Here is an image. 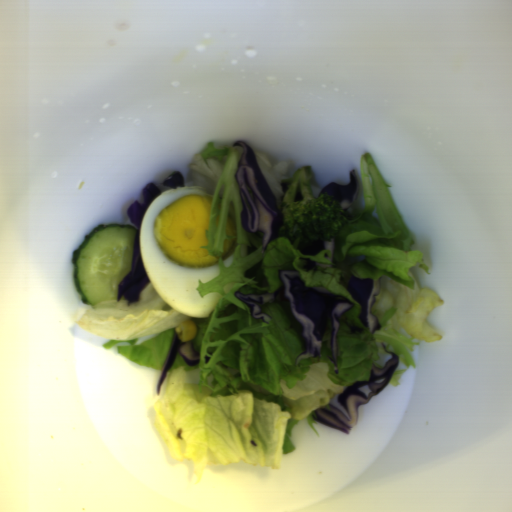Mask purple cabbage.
<instances>
[{
    "label": "purple cabbage",
    "instance_id": "c1f60e8f",
    "mask_svg": "<svg viewBox=\"0 0 512 512\" xmlns=\"http://www.w3.org/2000/svg\"><path fill=\"white\" fill-rule=\"evenodd\" d=\"M277 274L281 287L274 292L243 294L239 290L234 297L250 308L251 317L266 323H270L271 316L262 311L260 304L281 300L289 302L290 312L301 326L305 348L296 364L301 358L321 359L327 325L331 321V355L326 356L332 362L335 373L339 374L340 318L352 311L355 304L320 286H306L297 270L278 269Z\"/></svg>",
    "mask_w": 512,
    "mask_h": 512
},
{
    "label": "purple cabbage",
    "instance_id": "ea28d5fd",
    "mask_svg": "<svg viewBox=\"0 0 512 512\" xmlns=\"http://www.w3.org/2000/svg\"><path fill=\"white\" fill-rule=\"evenodd\" d=\"M232 147H242L235 174L242 199L241 228L246 232H261L263 254L268 243L282 236L284 217L252 146L239 140Z\"/></svg>",
    "mask_w": 512,
    "mask_h": 512
},
{
    "label": "purple cabbage",
    "instance_id": "f65ffa83",
    "mask_svg": "<svg viewBox=\"0 0 512 512\" xmlns=\"http://www.w3.org/2000/svg\"><path fill=\"white\" fill-rule=\"evenodd\" d=\"M382 349L390 354L383 368L372 364L369 381H360L347 386L343 393L330 400V404L317 408L312 418L323 426L349 434L358 422L360 405H366L384 390L392 379L399 364L398 355L387 349L381 342Z\"/></svg>",
    "mask_w": 512,
    "mask_h": 512
},
{
    "label": "purple cabbage",
    "instance_id": "39781b68",
    "mask_svg": "<svg viewBox=\"0 0 512 512\" xmlns=\"http://www.w3.org/2000/svg\"><path fill=\"white\" fill-rule=\"evenodd\" d=\"M163 194L160 187L154 183L148 184L142 193L143 201H134L126 208V213L136 228L131 272L123 277L118 285L117 298L118 303L121 298H126L127 307H130L135 301L141 299L142 291L151 282L142 258L140 250L141 226L144 215L155 198Z\"/></svg>",
    "mask_w": 512,
    "mask_h": 512
},
{
    "label": "purple cabbage",
    "instance_id": "9ea6ddef",
    "mask_svg": "<svg viewBox=\"0 0 512 512\" xmlns=\"http://www.w3.org/2000/svg\"><path fill=\"white\" fill-rule=\"evenodd\" d=\"M347 290L352 298L360 305L358 315L361 323L373 334L382 327L372 311V307L377 301L376 297L381 292V277L358 278L351 275L348 278Z\"/></svg>",
    "mask_w": 512,
    "mask_h": 512
},
{
    "label": "purple cabbage",
    "instance_id": "8b30caba",
    "mask_svg": "<svg viewBox=\"0 0 512 512\" xmlns=\"http://www.w3.org/2000/svg\"><path fill=\"white\" fill-rule=\"evenodd\" d=\"M178 355H180L190 367H195L200 364V355L194 350L192 341L182 342L175 331L172 335L171 348L163 362L156 383L157 396H160L162 385L168 377V371L173 367Z\"/></svg>",
    "mask_w": 512,
    "mask_h": 512
},
{
    "label": "purple cabbage",
    "instance_id": "06f8d472",
    "mask_svg": "<svg viewBox=\"0 0 512 512\" xmlns=\"http://www.w3.org/2000/svg\"><path fill=\"white\" fill-rule=\"evenodd\" d=\"M349 176L350 180L347 184L328 183L318 196L323 194L331 196L338 202L339 208L346 211L354 203L360 191L359 179L354 169L351 170Z\"/></svg>",
    "mask_w": 512,
    "mask_h": 512
},
{
    "label": "purple cabbage",
    "instance_id": "9cd0cae8",
    "mask_svg": "<svg viewBox=\"0 0 512 512\" xmlns=\"http://www.w3.org/2000/svg\"><path fill=\"white\" fill-rule=\"evenodd\" d=\"M324 249L330 250V256L329 254L325 255V258L327 260H330L333 263L335 252H336V245H335V239L332 237L331 241H326L324 239H318L315 241H312L308 244H299L298 250L304 254V255H317L320 252H322Z\"/></svg>",
    "mask_w": 512,
    "mask_h": 512
},
{
    "label": "purple cabbage",
    "instance_id": "38c2f254",
    "mask_svg": "<svg viewBox=\"0 0 512 512\" xmlns=\"http://www.w3.org/2000/svg\"><path fill=\"white\" fill-rule=\"evenodd\" d=\"M186 180L181 171H174L168 174L162 181V185L169 188L185 187Z\"/></svg>",
    "mask_w": 512,
    "mask_h": 512
},
{
    "label": "purple cabbage",
    "instance_id": "4d1481cc",
    "mask_svg": "<svg viewBox=\"0 0 512 512\" xmlns=\"http://www.w3.org/2000/svg\"><path fill=\"white\" fill-rule=\"evenodd\" d=\"M304 261H305V265L303 267H304V269H306L308 271H311L315 266H318L323 269L329 268V267L335 268V265H333V264H325V263H321V262H316V261L310 260L309 258H306Z\"/></svg>",
    "mask_w": 512,
    "mask_h": 512
},
{
    "label": "purple cabbage",
    "instance_id": "45c4457a",
    "mask_svg": "<svg viewBox=\"0 0 512 512\" xmlns=\"http://www.w3.org/2000/svg\"><path fill=\"white\" fill-rule=\"evenodd\" d=\"M290 182H291V180H290V181H283V182L281 183V186H282V188H283V190H284L285 194H286V192H287V190H288V187H289V185H290Z\"/></svg>",
    "mask_w": 512,
    "mask_h": 512
}]
</instances>
